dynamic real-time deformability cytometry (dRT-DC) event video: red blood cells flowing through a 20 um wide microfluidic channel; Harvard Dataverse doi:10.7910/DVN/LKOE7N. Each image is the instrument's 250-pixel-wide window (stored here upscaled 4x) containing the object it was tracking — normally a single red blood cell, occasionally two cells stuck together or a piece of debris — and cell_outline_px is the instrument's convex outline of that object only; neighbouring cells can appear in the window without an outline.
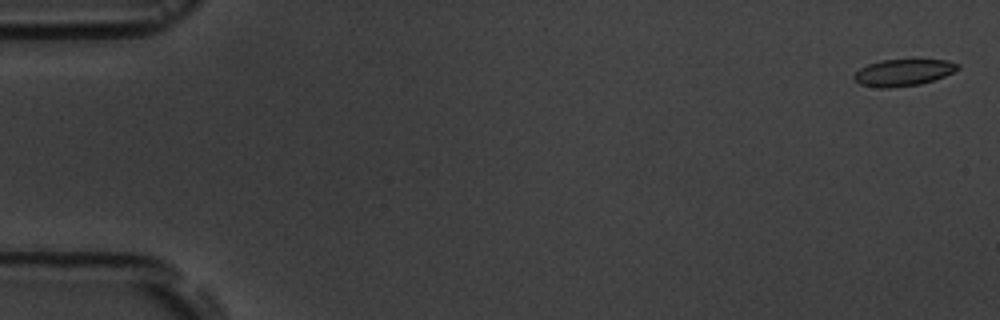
{"species": "common noctule bat (a hibernating species)", "species_latin": "Nyctalus noctula", "temperature_condition": "room temperature", "stored_images_in_passage": 9, "camera_frame_rate_fps": 3000, "um_per_image_px": 0.085, "animal": {"sex": "male", "body_mass_g": 19.5, "forearm_length_mm": 54.6}, "frame": {"image": 1, "passage_image": 1, "time_ms": 0.0, "image_size_px": [1000, 320], "cell_outline_px": [[960, 68], [944, 76], [920, 84], [888, 88], [880, 88], [860, 84], [852, 76], [860, 68], [868, 64], [880, 60], [944, 60], [960, 64]], "centroid_in_image_um": [76.76, 6.16], "position_along_channel_um": 8.2, "area_um2": 15.95}}
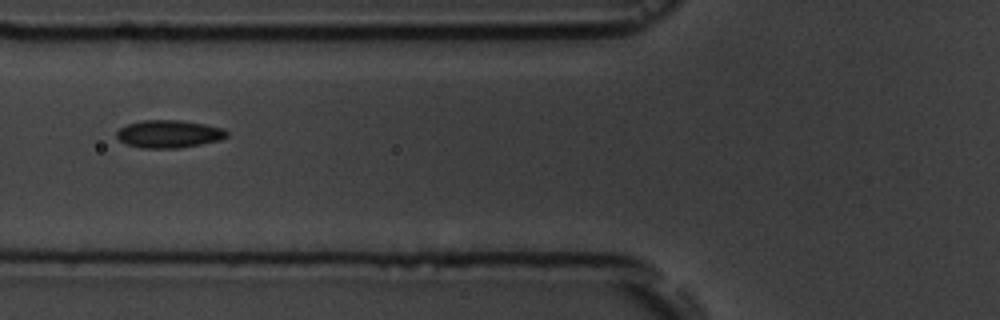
{"frame": {"image": 2, "passage_image": 7, "time_ms": 6.667, "image_size_px": [1000, 320], "cell_outline_px": [[228, 136], [220, 140], [180, 148], [140, 148], [124, 144], [116, 136], [116, 132], [120, 128], [128, 124], [140, 120], [180, 120], [204, 124], [224, 128], [228, 132]], "centroid_in_image_um": [14.34, 11.39], "position_along_channel_um": 111.5, "area_um2": 17.92}}
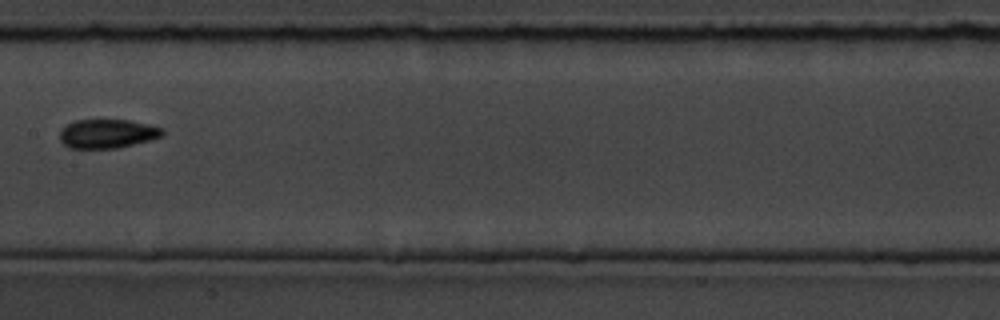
{"frame": {"image": 3, "passage_image": 9, "time_ms": 9.0, "image_size_px": [1000, 320], "cell_outline_px": [[164, 132], [160, 136], [148, 140], [116, 148], [68, 148], [60, 140], [60, 128], [76, 120], [128, 120], [148, 124], [164, 128]], "centroid_in_image_um": [9.09, 11.35], "position_along_channel_um": 198.3, "area_um2": 17.17}}